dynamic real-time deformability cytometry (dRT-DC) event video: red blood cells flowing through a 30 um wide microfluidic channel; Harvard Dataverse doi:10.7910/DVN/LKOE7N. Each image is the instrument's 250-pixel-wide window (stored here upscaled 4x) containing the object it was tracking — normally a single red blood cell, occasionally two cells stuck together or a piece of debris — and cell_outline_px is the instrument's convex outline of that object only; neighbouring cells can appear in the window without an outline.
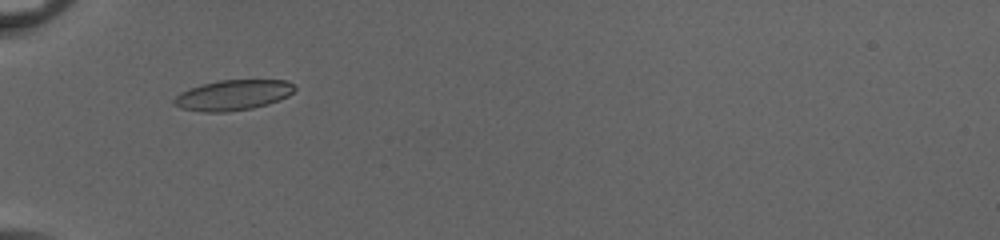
{"species": "common noctule bat (a hibernating species)", "species_latin": "Nyctalus noctula", "temperature_condition": "cold", "stored_images_in_passage": 44, "camera_frame_rate_fps": 3000, "um_per_image_px": 0.085, "animal": {"sex": "female", "body_mass_g": 20.0, "forearm_length_mm": 54.0}, "frame": {"image": 1, "passage_image": 11, "time_ms": 3.333, "image_size_px": [1000, 240], "cell_outline_px": [[296, 88], [288, 96], [280, 100], [268, 104], [252, 108], [228, 112], [204, 112], [180, 108], [172, 104], [172, 100], [180, 92], [188, 88], [220, 80], [288, 80]], "centroid_in_image_um": [19.78, 8.09], "position_along_channel_um": 65.2, "area_um2": 21.44}}
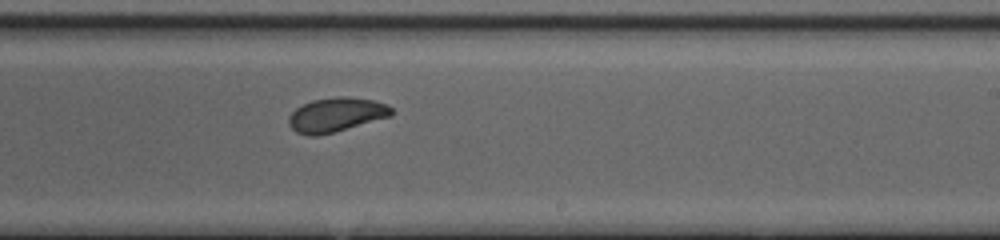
{"frame": {"image": 2, "passage_image": 26, "time_ms": 8.333, "image_size_px": [1000, 240], "cell_outline_px": [[396, 112], [392, 116], [332, 132], [316, 136], [308, 136], [296, 132], [288, 124], [288, 116], [296, 108], [312, 100], [336, 96], [348, 96], [372, 100], [388, 104]], "centroid_in_image_um": [28.59, 9.74], "position_along_channel_um": 260.4, "area_um2": 20.58}}
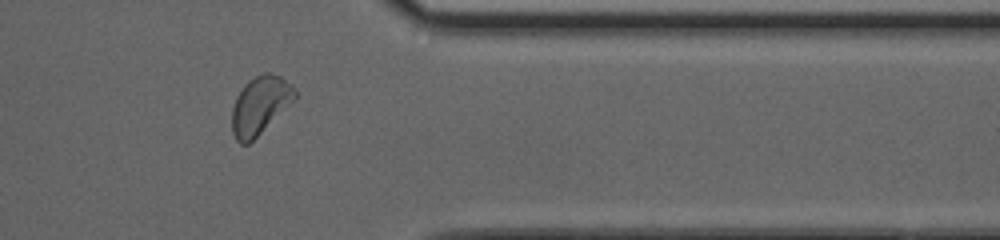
{"frame": {"image": 3, "passage_image": 36, "time_ms": 11.667, "image_size_px": [1000, 240], "cell_outline_px": [[296, 96], [248, 144], [240, 144], [236, 140], [232, 132], [232, 108], [236, 96], [244, 84], [248, 80], [264, 72], [268, 72], [280, 76], [292, 84], [296, 92]], "centroid_in_image_um": [22.05, 8.91], "position_along_channel_um": 389.3, "area_um2": 20.69}, "authors_computed_cell_mechanics": {"area_um2": 20.6346, "velocity_mm_per_s": 4.062, "shape_relaxation_time_tau1_ms": 4.136, "shape_relaxation_time_tau2_ms": 3.1252, "deformation_change_tau1": 0.1422, "deformation_change_tau2": 0.0857}}